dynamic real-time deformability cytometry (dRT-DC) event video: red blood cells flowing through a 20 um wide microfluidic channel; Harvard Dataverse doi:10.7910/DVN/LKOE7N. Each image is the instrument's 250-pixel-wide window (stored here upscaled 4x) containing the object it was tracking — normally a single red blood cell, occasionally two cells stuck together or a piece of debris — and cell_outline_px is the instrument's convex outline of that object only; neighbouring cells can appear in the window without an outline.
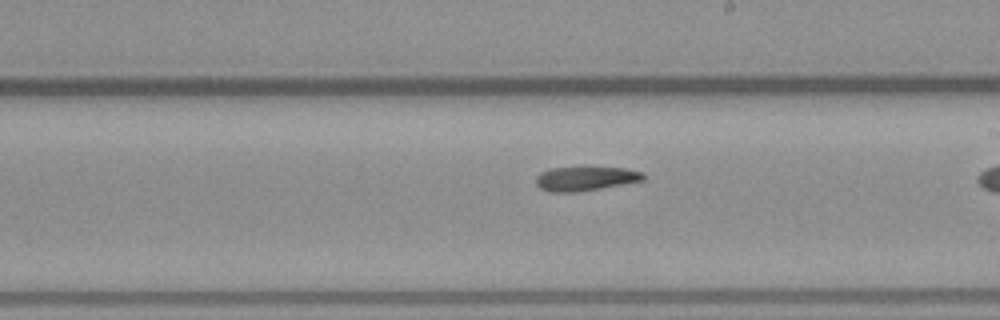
{"species": "common noctule bat (a hibernating species)", "species_latin": "Nyctalus noctula", "temperature_condition": "warm", "stored_images_in_passage": 32, "camera_frame_rate_fps": 3000, "um_per_image_px": 0.085, "animal": {"sex": "male", "body_mass_g": 23.1, "forearm_length_mm": 52.7}, "frame": {"image": 1, "passage_image": 23, "time_ms": 7.333, "image_size_px": [1000, 320], "cell_outline_px": [[648, 176], [644, 180], [600, 188], [576, 192], [548, 192], [540, 188], [536, 184], [536, 176], [540, 172], [552, 168], [580, 164], [584, 164], [624, 168], [644, 172]], "centroid_in_image_um": [49.77, 15.12], "position_along_channel_um": 239.2, "area_um2": 16.13}}